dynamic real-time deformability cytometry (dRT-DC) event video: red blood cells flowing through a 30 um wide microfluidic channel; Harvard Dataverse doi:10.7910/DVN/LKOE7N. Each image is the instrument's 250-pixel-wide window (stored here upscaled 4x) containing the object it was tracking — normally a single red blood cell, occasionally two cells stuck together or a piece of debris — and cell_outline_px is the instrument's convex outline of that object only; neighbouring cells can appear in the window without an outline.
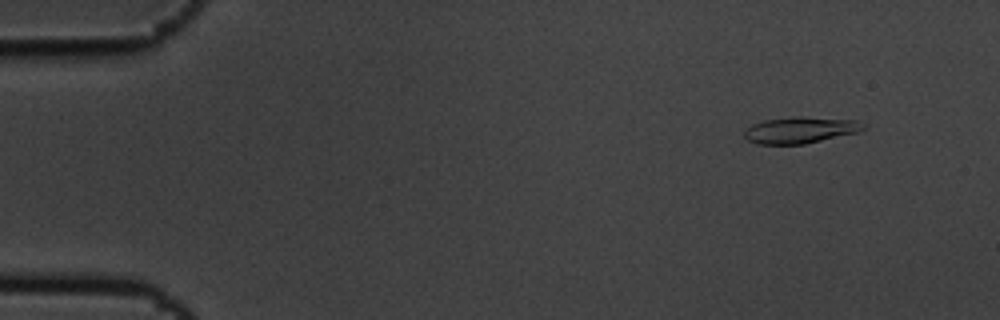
{"species": "common noctule bat (a hibernating species)", "species_latin": "Nyctalus noctula", "temperature_condition": "cold", "stored_images_in_passage": 4, "camera_frame_rate_fps": 3000, "um_per_image_px": 0.085, "animal": {"sex": "male", "body_mass_g": 19.5, "forearm_length_mm": 54.6}, "frame": {"image": 1, "passage_image": 1, "time_ms": 0.0, "image_size_px": [1000, 320], "cell_outline_px": [[868, 128], [860, 132], [804, 144], [756, 144], [748, 140], [744, 136], [744, 132], [752, 124], [764, 120], [792, 116], [800, 116], [856, 120], [864, 124]], "centroid_in_image_um": [68.06, 11.05], "position_along_channel_um": 16.9, "area_um2": 18.5}}
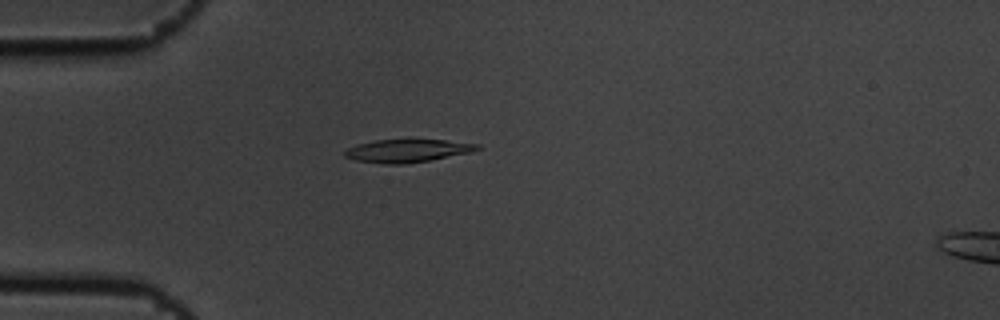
{"frame": {"image": 2, "passage_image": 4, "time_ms": 1.0, "image_size_px": [1000, 320], "cell_outline_px": [[480, 148], [472, 152], [428, 160], [404, 164], [384, 164], [356, 160], [344, 156], [344, 152], [348, 148], [356, 144], [376, 140], [408, 136], [412, 136], [480, 144]], "centroid_in_image_um": [34.64, 12.75], "position_along_channel_um": 50.4, "area_um2": 18.61}}